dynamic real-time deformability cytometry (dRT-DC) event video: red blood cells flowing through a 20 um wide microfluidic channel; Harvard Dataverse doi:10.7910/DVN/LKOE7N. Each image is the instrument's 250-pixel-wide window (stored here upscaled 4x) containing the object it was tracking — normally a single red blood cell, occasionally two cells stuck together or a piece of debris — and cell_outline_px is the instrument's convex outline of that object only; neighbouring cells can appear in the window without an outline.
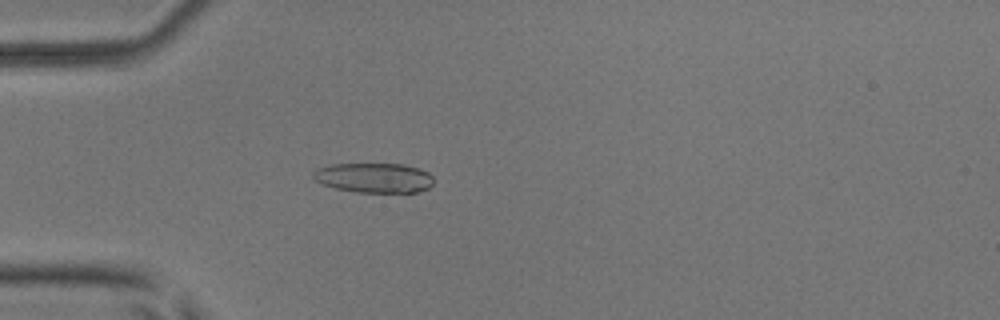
{"species": "common noctule bat (a hibernating species)", "species_latin": "Nyctalus noctula", "temperature_condition": "room temperature", "stored_images_in_passage": 5, "camera_frame_rate_fps": 3000, "um_per_image_px": 0.085, "animal": {"sex": "male", "body_mass_g": 17.9, "forearm_length_mm": 54.2}, "frame": {"image": 1, "passage_image": 5, "time_ms": 1.333, "image_size_px": [1000, 320], "cell_outline_px": [[432, 184], [428, 188], [416, 192], [356, 192], [336, 188], [324, 184], [316, 180], [312, 176], [312, 172], [316, 168], [332, 164], [404, 164], [428, 172], [432, 176]], "centroid_in_image_um": [31.77, 15.1], "position_along_channel_um": 53.2, "area_um2": 20.75}}